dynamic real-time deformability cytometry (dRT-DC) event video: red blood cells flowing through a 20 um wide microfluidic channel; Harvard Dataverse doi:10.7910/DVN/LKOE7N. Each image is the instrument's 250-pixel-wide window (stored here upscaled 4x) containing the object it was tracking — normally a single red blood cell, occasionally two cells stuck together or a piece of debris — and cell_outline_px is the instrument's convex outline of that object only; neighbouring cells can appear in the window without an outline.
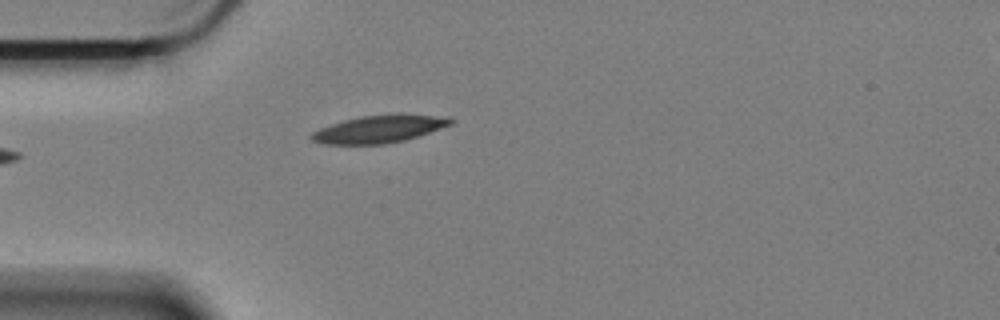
{"species": "Egyptian fruit bat (a non-hibernating species)", "species_latin": "Rousettus aegyptiacus", "temperature_condition": "cold", "stored_images_in_passage": 27, "camera_frame_rate_fps": 3000, "um_per_image_px": 0.085, "animal": {"sex": "female"}, "frame": {"image": 1, "passage_image": 1, "time_ms": 0.0, "image_size_px": [1000, 320], "cell_outline_px": [[456, 120], [452, 124], [404, 140], [384, 144], [324, 144], [312, 140], [308, 136], [312, 132], [320, 128], [344, 120], [360, 116], [396, 112], [404, 112], [452, 116]], "centroid_in_image_um": [32.32, 10.92], "position_along_channel_um": 52.7, "area_um2": 22.95}}
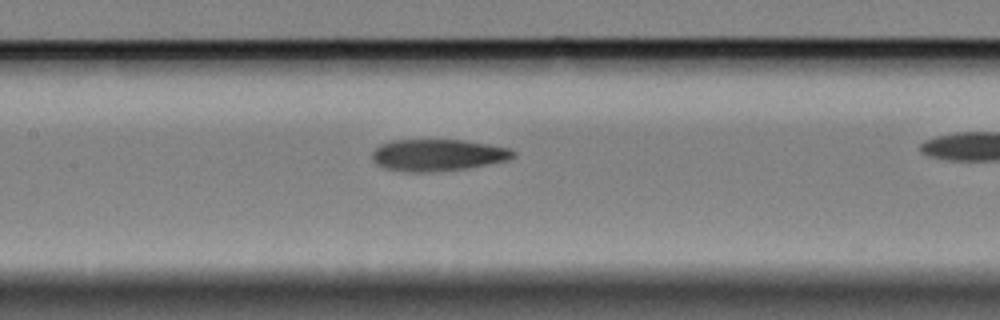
{"frame": {"image": 2, "passage_image": 8, "time_ms": 2.333, "image_size_px": [1000, 320], "cell_outline_px": [[516, 156], [508, 160], [468, 168], [436, 172], [408, 172], [384, 168], [376, 164], [372, 160], [372, 152], [380, 144], [392, 140], [464, 140], [488, 144], [508, 148], [516, 152]], "centroid_in_image_um": [37.2, 13.19], "position_along_channel_um": 170.2, "area_um2": 26.3}}
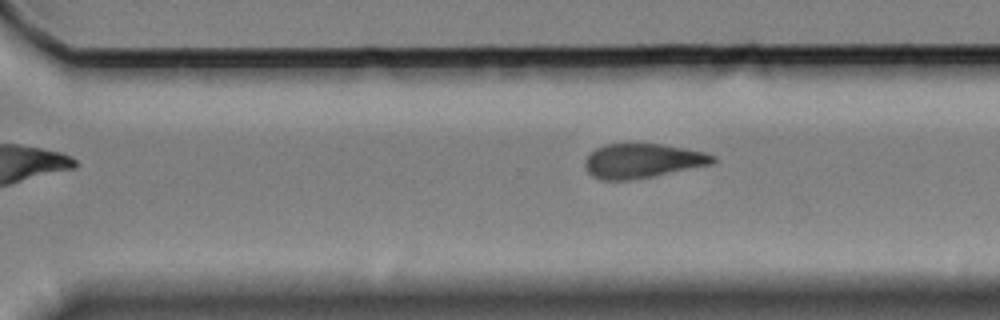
{"frame": {"image": 3, "passage_image": 21, "time_ms": 6.667, "image_size_px": [1000, 320], "cell_outline_px": [[716, 160], [712, 164], [652, 176], [628, 180], [600, 180], [592, 176], [588, 172], [584, 164], [588, 156], [596, 148], [604, 144], [660, 144], [684, 148], [704, 152], [716, 156]], "centroid_in_image_um": [54.6, 13.67], "position_along_channel_um": 316.0, "area_um2": 25.37}}